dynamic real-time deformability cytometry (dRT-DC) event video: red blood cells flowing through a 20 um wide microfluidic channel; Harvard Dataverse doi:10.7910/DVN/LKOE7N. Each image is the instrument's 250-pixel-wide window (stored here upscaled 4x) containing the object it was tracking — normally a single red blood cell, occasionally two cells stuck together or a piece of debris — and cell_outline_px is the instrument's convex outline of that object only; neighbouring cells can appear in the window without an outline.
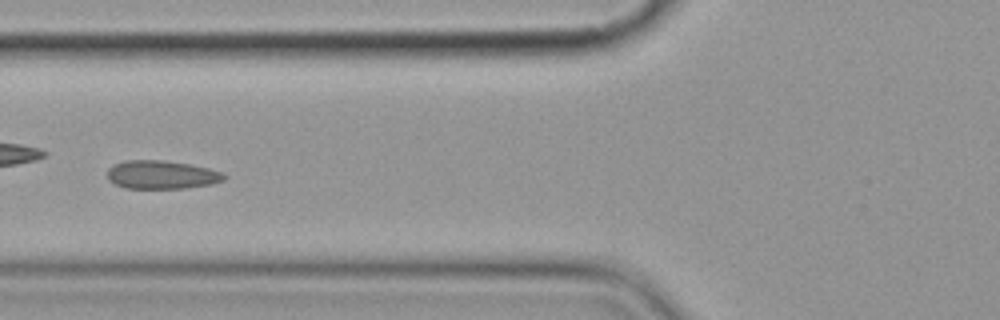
{"species": "common noctule bat (a hibernating species)", "species_latin": "Nyctalus noctula", "temperature_condition": "cold", "stored_images_in_passage": 9, "camera_frame_rate_fps": 3000, "um_per_image_px": 0.085, "animal": {"sex": "female", "body_mass_g": 19.9}, "frame": {"image": 1, "passage_image": 6, "time_ms": 6.0, "image_size_px": [1000, 320], "cell_outline_px": [[228, 176], [224, 180], [212, 184], [184, 188], [124, 188], [108, 180], [108, 168], [112, 164], [128, 160], [160, 160], [188, 164], [208, 168], [224, 172]], "centroid_in_image_um": [13.75, 14.85], "position_along_channel_um": 112.1, "area_um2": 19.36}}
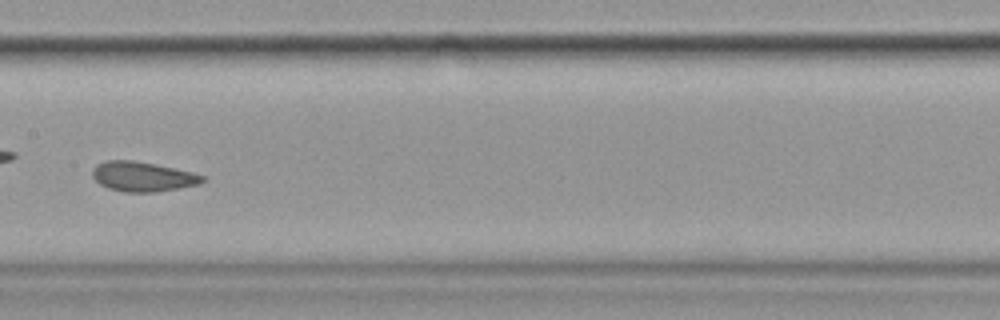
{"frame": {"image": 2, "passage_image": 8, "time_ms": 8.333, "image_size_px": [1000, 320], "cell_outline_px": [[204, 180], [200, 184], [180, 188], [156, 192], [124, 192], [108, 188], [100, 184], [92, 176], [92, 168], [96, 164], [104, 160], [132, 160], [192, 172], [204, 176]], "centroid_in_image_um": [12.09, 15.01], "position_along_channel_um": 195.3, "area_um2": 19.02}}
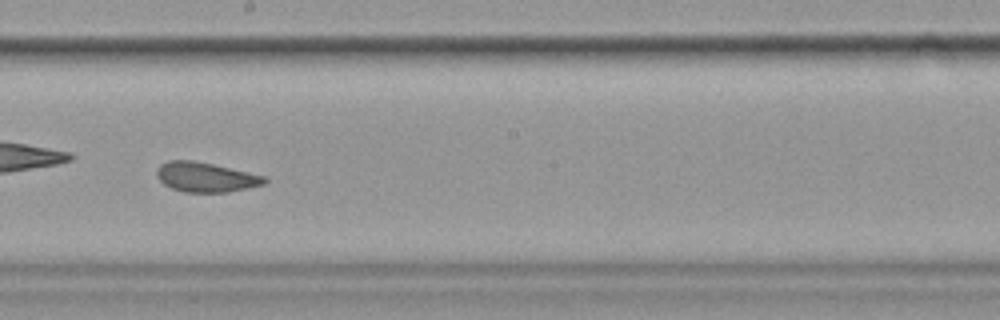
{"frame": {"image": 3, "passage_image": 9, "time_ms": 9.333, "image_size_px": [1000, 320], "cell_outline_px": [[268, 180], [264, 184], [228, 192], [184, 192], [172, 188], [164, 184], [156, 176], [156, 172], [160, 164], [168, 160], [192, 160], [212, 164], [264, 176]], "centroid_in_image_um": [17.45, 15.05], "position_along_channel_um": 230.8, "area_um2": 18.44}}